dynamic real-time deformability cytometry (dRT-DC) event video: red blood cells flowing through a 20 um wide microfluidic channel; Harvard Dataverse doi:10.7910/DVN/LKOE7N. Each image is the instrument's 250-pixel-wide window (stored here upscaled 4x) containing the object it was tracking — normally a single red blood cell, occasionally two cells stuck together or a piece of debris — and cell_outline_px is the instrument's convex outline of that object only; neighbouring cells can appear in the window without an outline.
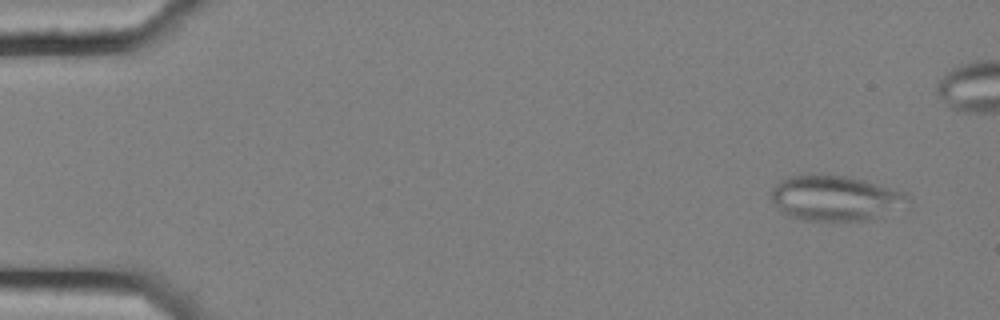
{"species": "common noctule bat (a hibernating species)", "species_latin": "Nyctalus noctula", "temperature_condition": "cold", "stored_images_in_passage": 50, "camera_frame_rate_fps": 3000, "um_per_image_px": 0.085, "animal": {"sex": "female", "body_mass_g": 25.1}, "frame": {"image": 1, "passage_image": 3, "time_ms": 0.667, "image_size_px": [1000, 320], "cell_outline_px": [[912, 196], [908, 200], [868, 220], [804, 220], [788, 216], [772, 200], [772, 192], [776, 184], [788, 176], [844, 176], [864, 180], [908, 192]], "centroid_in_image_um": [70.97, 16.83], "position_along_channel_um": 14.0, "area_um2": 34.68}}
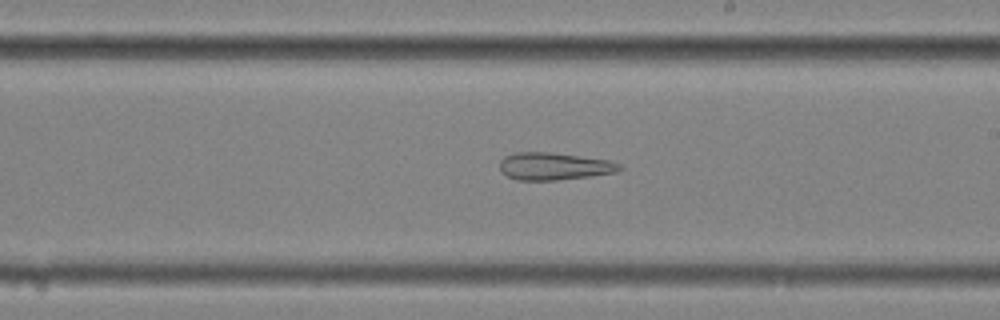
{"frame": {"image": 2, "passage_image": 32, "time_ms": 10.333, "image_size_px": [1000, 320], "cell_outline_px": [[624, 168], [616, 172], [592, 176], [556, 180], [516, 180], [500, 172], [500, 160], [504, 156], [516, 152], [552, 152], [608, 160], [620, 164]], "centroid_in_image_um": [47.08, 14.13], "position_along_channel_um": 241.9, "area_um2": 19.25}}
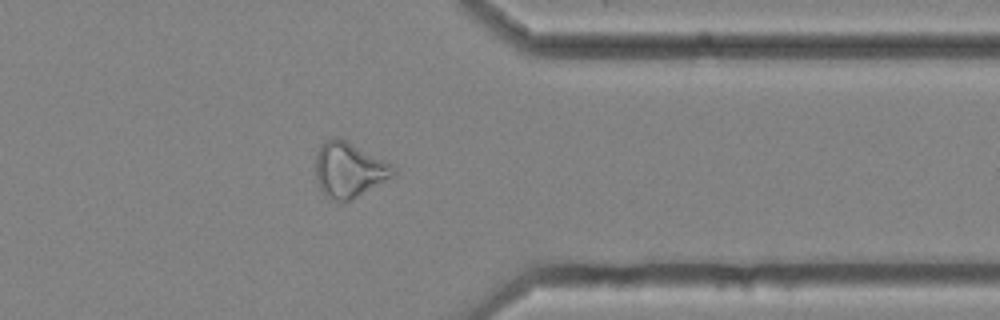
{"frame": {"image": 3, "passage_image": 44, "time_ms": 14.333, "image_size_px": [1000, 320], "cell_outline_px": [[396, 172], [392, 176], [356, 196], [348, 200], [332, 200], [320, 188], [316, 180], [316, 156], [320, 144], [324, 140], [336, 136], [348, 140], [392, 164]], "centroid_in_image_um": [29.63, 14.37], "position_along_channel_um": 381.8, "area_um2": 24.57}}